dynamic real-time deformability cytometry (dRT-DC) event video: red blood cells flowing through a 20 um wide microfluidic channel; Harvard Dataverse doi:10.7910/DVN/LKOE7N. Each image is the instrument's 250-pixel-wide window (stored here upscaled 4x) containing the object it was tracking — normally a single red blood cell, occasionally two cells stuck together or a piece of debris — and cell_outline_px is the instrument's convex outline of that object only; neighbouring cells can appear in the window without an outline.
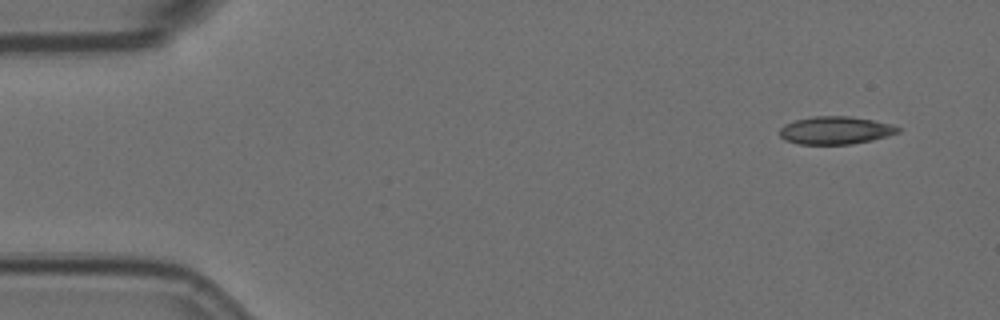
{"species": "Egyptian fruit bat (a non-hibernating species)", "species_latin": "Rousettus aegyptiacus", "temperature_condition": "room temperature", "stored_images_in_passage": 5, "camera_frame_rate_fps": 3000, "um_per_image_px": 0.085, "animal": {"sex": "female"}, "frame": {"image": 1, "passage_image": 1, "time_ms": 0.0, "image_size_px": [1000, 320], "cell_outline_px": [[900, 132], [888, 136], [872, 140], [852, 144], [800, 144], [784, 140], [780, 136], [780, 128], [784, 124], [796, 120], [812, 116], [848, 116], [872, 120], [892, 124], [900, 128]], "centroid_in_image_um": [71.01, 11.08], "position_along_channel_um": 14.0, "area_um2": 19.19}}
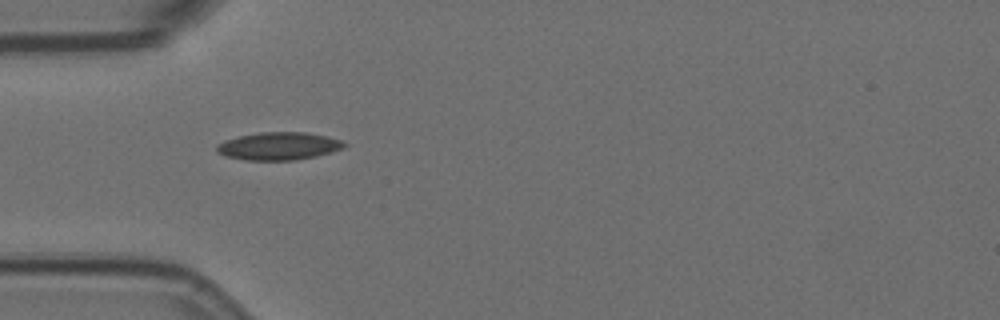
{"frame": {"image": 2, "passage_image": 4, "time_ms": 1.0, "image_size_px": [1000, 320], "cell_outline_px": [[348, 144], [344, 148], [332, 152], [316, 156], [296, 160], [244, 160], [224, 156], [216, 152], [216, 144], [224, 140], [240, 136], [260, 132], [308, 132], [344, 140]], "centroid_in_image_um": [23.71, 12.42], "position_along_channel_um": 61.3, "area_um2": 20.92}}
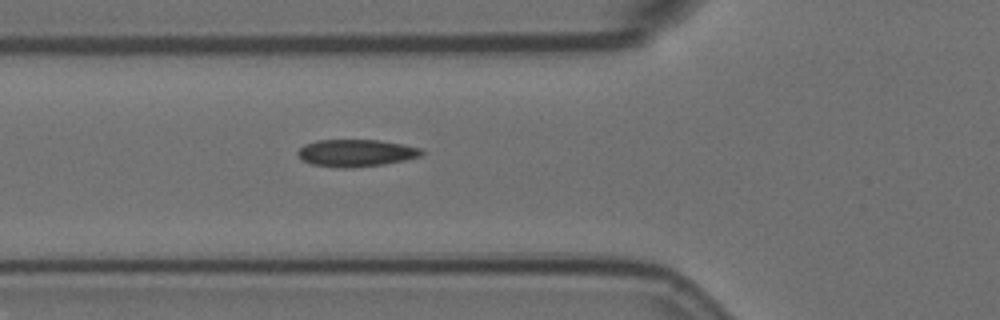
{"frame": {"image": 3, "passage_image": 5, "time_ms": 1.333, "image_size_px": [1000, 320], "cell_outline_px": [[424, 152], [420, 156], [404, 160], [384, 164], [352, 168], [336, 168], [312, 164], [304, 160], [296, 152], [304, 144], [316, 140], [380, 140], [404, 144], [420, 148]], "centroid_in_image_um": [30.26, 13.0], "position_along_channel_um": 95.5, "area_um2": 19.65}}